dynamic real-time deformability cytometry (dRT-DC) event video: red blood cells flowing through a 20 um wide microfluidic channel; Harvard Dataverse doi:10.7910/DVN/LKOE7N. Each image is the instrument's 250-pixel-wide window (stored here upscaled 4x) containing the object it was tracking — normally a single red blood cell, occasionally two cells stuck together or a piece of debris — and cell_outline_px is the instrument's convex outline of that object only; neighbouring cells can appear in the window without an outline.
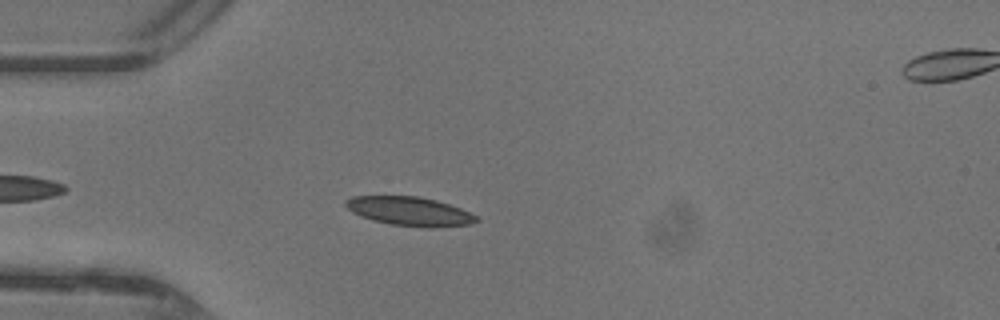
{"species": "common noctule bat (a hibernating species)", "species_latin": "Nyctalus noctula", "temperature_condition": "warm", "stored_images_in_passage": 36, "camera_frame_rate_fps": 3000, "um_per_image_px": 0.085, "animal": {"sex": "female"}, "frame": {"image": 1, "passage_image": 5, "time_ms": 1.333, "image_size_px": [1000, 320], "cell_outline_px": [[480, 220], [468, 224], [432, 228], [388, 224], [372, 220], [360, 216], [352, 212], [344, 204], [344, 200], [352, 196], [416, 196], [436, 200], [460, 208], [476, 216]], "centroid_in_image_um": [34.77, 17.96], "position_along_channel_um": 50.2, "area_um2": 21.96}}
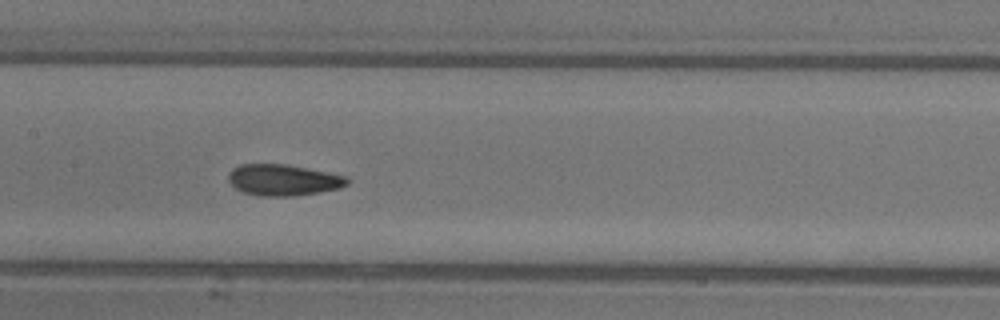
{"frame": {"image": 2, "passage_image": 15, "time_ms": 4.667, "image_size_px": [1000, 320], "cell_outline_px": [[348, 184], [340, 188], [320, 192], [296, 196], [260, 196], [244, 192], [236, 188], [228, 180], [228, 176], [232, 168], [240, 164], [288, 164], [348, 176]], "centroid_in_image_um": [24.1, 15.29], "position_along_channel_um": 183.3, "area_um2": 21.73}}
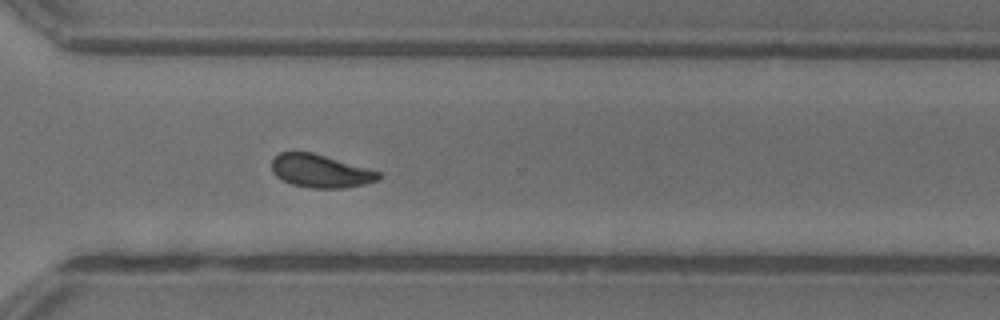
{"frame": {"image": 3, "passage_image": 26, "time_ms": 8.333, "image_size_px": [1000, 320], "cell_outline_px": [[380, 180], [364, 184], [344, 188], [308, 188], [292, 184], [280, 180], [272, 172], [272, 160], [280, 152], [312, 152], [380, 172]], "centroid_in_image_um": [27.21, 14.55], "position_along_channel_um": 343.4, "area_um2": 20.52}, "authors_computed_cell_mechanics": {"area_um2": 21.1548, "velocity_mm_per_s": 4.3769, "shape_relaxation_time_tau1_ms": 2.9766, "shape_relaxation_time_tau2_ms": 1.257, "deformation_change_tau1": 0.1167, "deformation_change_tau2": 0.0603}}